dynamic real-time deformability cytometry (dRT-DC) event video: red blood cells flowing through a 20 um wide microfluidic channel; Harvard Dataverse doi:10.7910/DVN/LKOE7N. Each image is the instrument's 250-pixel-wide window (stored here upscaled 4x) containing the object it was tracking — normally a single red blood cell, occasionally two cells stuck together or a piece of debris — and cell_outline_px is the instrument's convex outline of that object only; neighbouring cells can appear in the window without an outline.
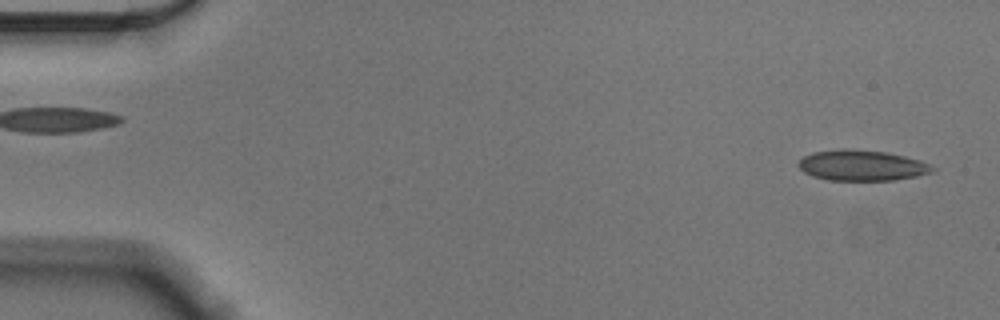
{"species": "Egyptian fruit bat (a non-hibernating species)", "species_latin": "Rousettus aegyptiacus", "temperature_condition": "cold", "stored_images_in_passage": 55, "camera_frame_rate_fps": 3000, "um_per_image_px": 0.085, "animal": {"sex": "male"}, "frame": {"image": 1, "passage_image": 2, "time_ms": 0.333, "image_size_px": [1000, 320], "cell_outline_px": [[936, 168], [932, 172], [916, 176], [896, 180], [828, 180], [812, 176], [804, 172], [796, 164], [804, 156], [812, 152], [840, 148], [844, 148], [884, 152], [904, 156], [920, 160]], "centroid_in_image_um": [73.22, 14.06], "position_along_channel_um": 11.8, "area_um2": 23.93}}
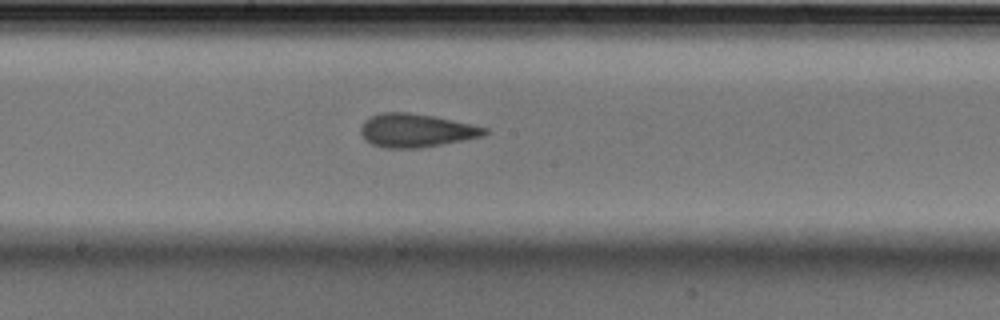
{"frame": {"image": 2, "passage_image": 29, "time_ms": 9.333, "image_size_px": [1000, 320], "cell_outline_px": [[488, 132], [484, 136], [464, 140], [420, 148], [384, 148], [372, 144], [364, 140], [360, 132], [360, 128], [364, 120], [380, 112], [408, 112], [432, 116], [472, 124], [488, 128]], "centroid_in_image_um": [35.35, 11.09], "position_along_channel_um": 212.9, "area_um2": 24.22}}
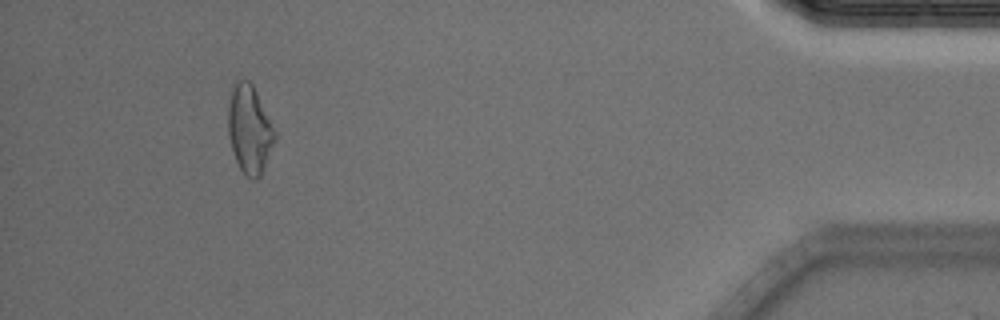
{"frame": {"image": 3, "passage_image": 51, "time_ms": 16.667, "image_size_px": [1000, 320], "cell_outline_px": [[276, 140], [264, 168], [260, 176], [256, 180], [252, 180], [240, 168], [232, 152], [228, 136], [228, 104], [232, 88], [236, 80], [248, 80], [252, 84], [276, 132]], "centroid_in_image_um": [21.2, 11.01], "position_along_channel_um": 414.0, "area_um2": 23.93}, "authors_computed_cell_mechanics": {"area_um2": 23.7558, "velocity_mm_per_s": 3.5675, "shape_relaxation_time_tau1_ms": null, "shape_relaxation_time_tau2_ms": 2.1403, "deformation_change_tau1": null, "deformation_change_tau2": 0.074}}